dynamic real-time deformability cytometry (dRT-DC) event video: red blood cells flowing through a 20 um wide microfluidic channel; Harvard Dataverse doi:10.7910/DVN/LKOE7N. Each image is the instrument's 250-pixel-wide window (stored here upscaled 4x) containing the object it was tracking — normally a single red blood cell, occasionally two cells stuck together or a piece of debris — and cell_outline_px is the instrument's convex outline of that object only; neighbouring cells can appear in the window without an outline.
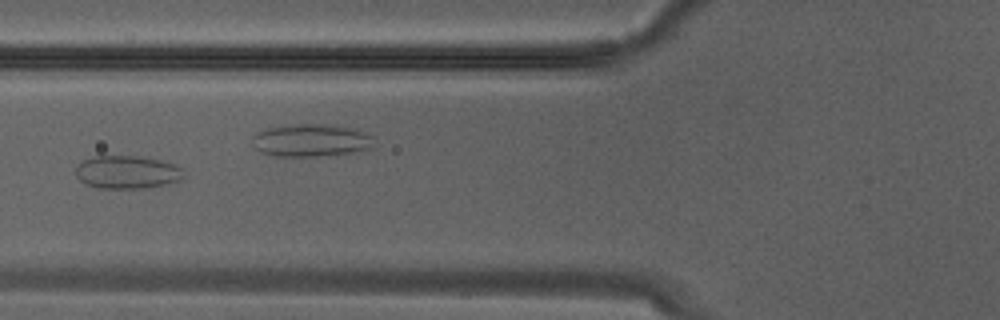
{"species": "Egyptian fruit bat (a non-hibernating species)", "species_latin": "Rousettus aegyptiacus", "temperature_condition": "warm", "stored_images_in_passage": 20, "camera_frame_rate_fps": 3000, "um_per_image_px": 0.085, "animal": {"sex": "male"}, "frame": {"image": 1, "passage_image": 4, "time_ms": 1.0, "image_size_px": [1000, 320], "cell_outline_px": [[184, 176], [180, 180], [164, 184], [144, 188], [96, 188], [80, 180], [76, 176], [76, 164], [84, 160], [96, 156], [136, 156], [160, 160], [184, 168]], "centroid_in_image_um": [10.8, 14.63], "position_along_channel_um": 115.0, "area_um2": 20.69}}